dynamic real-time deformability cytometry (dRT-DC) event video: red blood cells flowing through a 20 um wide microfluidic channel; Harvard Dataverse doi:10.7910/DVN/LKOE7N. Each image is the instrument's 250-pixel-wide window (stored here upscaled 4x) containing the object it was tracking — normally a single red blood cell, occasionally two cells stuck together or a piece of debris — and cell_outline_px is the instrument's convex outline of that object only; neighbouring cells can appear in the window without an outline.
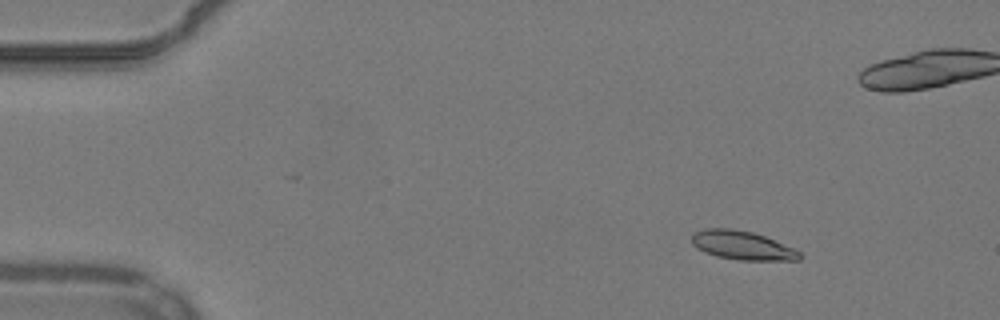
{"species": "common noctule bat (a hibernating species)", "species_latin": "Nyctalus noctula", "temperature_condition": "warm", "stored_images_in_passage": 49, "camera_frame_rate_fps": 3000, "um_per_image_px": 0.085, "animal": {"sex": "male", "body_mass_g": 19.2, "forearm_length_mm": 51.8}, "frame": {"image": 1, "passage_image": 1, "time_ms": 0.0, "image_size_px": [1000, 320], "cell_outline_px": [[804, 256], [800, 260], [740, 260], [716, 256], [704, 252], [696, 248], [692, 244], [692, 232], [704, 228], [732, 228], [752, 232], [764, 236], [796, 248]], "centroid_in_image_um": [63.1, 20.85], "position_along_channel_um": 21.9, "area_um2": 18.38}}
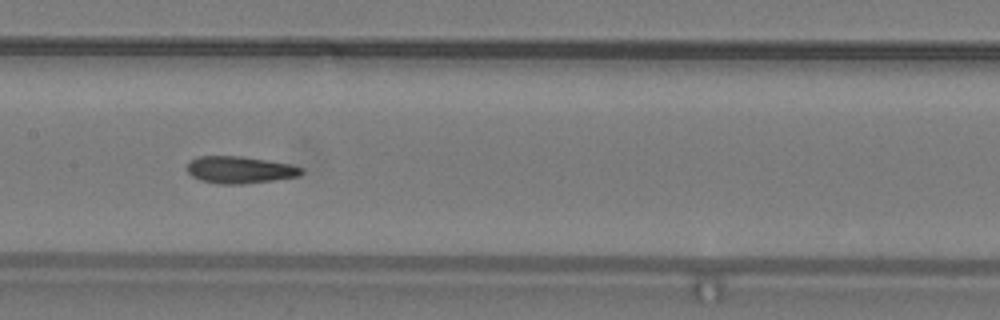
{"frame": {"image": 2, "passage_image": 21, "time_ms": 6.667, "image_size_px": [1000, 320], "cell_outline_px": [[304, 172], [300, 176], [276, 180], [240, 184], [216, 184], [200, 180], [192, 176], [188, 172], [188, 164], [192, 160], [200, 156], [240, 156], [288, 164], [304, 168]], "centroid_in_image_um": [20.41, 14.45], "position_along_channel_um": 187.0, "area_um2": 17.92}}
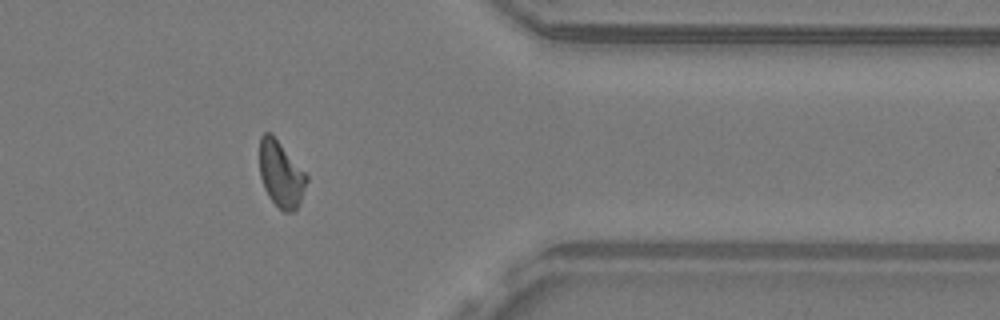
{"frame": {"image": 3, "passage_image": 38, "time_ms": 12.333, "image_size_px": [1000, 320], "cell_outline_px": [[308, 180], [300, 204], [296, 212], [284, 212], [268, 196], [264, 188], [260, 176], [260, 136], [264, 132], [272, 132], [308, 176]], "centroid_in_image_um": [23.89, 14.8], "position_along_channel_um": 387.5, "area_um2": 18.32}, "authors_computed_cell_mechanics": {"area_um2": 18.207, "velocity_mm_per_s": 3.8347, "shape_relaxation_time_tau1_ms": 8.0675, "shape_relaxation_time_tau2_ms": 1.7769, "deformation_change_tau1": 0.2082, "deformation_change_tau2": 0.0792}}